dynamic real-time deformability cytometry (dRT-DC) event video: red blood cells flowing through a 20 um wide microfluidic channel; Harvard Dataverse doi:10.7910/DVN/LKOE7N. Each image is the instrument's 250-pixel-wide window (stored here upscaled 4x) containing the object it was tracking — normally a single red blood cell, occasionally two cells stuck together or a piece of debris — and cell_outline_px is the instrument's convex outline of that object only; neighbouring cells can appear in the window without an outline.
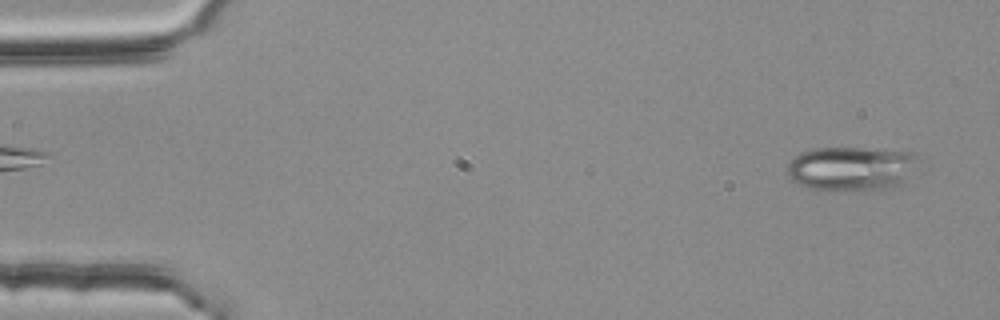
{"species": "common noctule bat (a hibernating species)", "species_latin": "Nyctalus noctula", "temperature_condition": "room temperature", "stored_images_in_passage": 10, "camera_frame_rate_fps": 3000, "um_per_image_px": 0.085, "animal": {"sex": "female", "body_mass_g": 25.1}, "frame": {"image": 1, "passage_image": 2, "time_ms": 0.333, "image_size_px": [1000, 320], "cell_outline_px": [[920, 156], [904, 180], [888, 188], [812, 188], [800, 184], [792, 180], [784, 172], [788, 164], [800, 152], [812, 148], [860, 148], [916, 152]], "centroid_in_image_um": [72.31, 14.26], "position_along_channel_um": 12.7, "area_um2": 32.71}}